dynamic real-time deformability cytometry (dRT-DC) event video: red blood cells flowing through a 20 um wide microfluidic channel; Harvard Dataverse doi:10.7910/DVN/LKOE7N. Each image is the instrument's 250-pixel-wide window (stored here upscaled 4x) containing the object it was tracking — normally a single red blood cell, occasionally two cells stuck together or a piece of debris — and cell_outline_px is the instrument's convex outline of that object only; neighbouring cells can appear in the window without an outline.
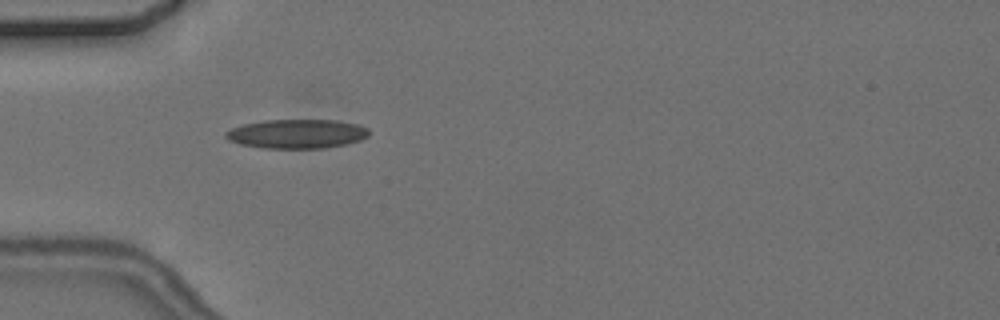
{"species": "common noctule bat (a hibernating species)", "species_latin": "Nyctalus noctula", "temperature_condition": "cold", "stored_images_in_passage": 2, "camera_frame_rate_fps": 3000, "um_per_image_px": 0.085, "animal": {"sex": "female", "body_mass_g": 24.6, "forearm_length_mm": 56.2}, "frame": {"image": 1, "passage_image": 1, "time_ms": 0.0, "image_size_px": [1000, 320], "cell_outline_px": [[368, 136], [360, 140], [344, 144], [324, 148], [264, 148], [240, 144], [228, 140], [224, 136], [224, 132], [232, 128], [244, 124], [264, 120], [336, 120], [356, 124], [368, 128]], "centroid_in_image_um": [25.2, 11.37], "position_along_channel_um": 59.8, "area_um2": 24.22}}
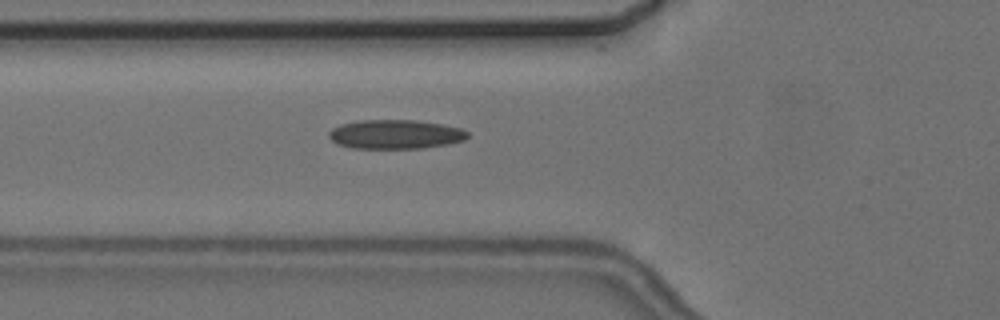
{"frame": {"image": 2, "passage_image": 2, "time_ms": 1.0, "image_size_px": [1000, 320], "cell_outline_px": [[468, 136], [464, 140], [448, 144], [424, 148], [352, 148], [336, 144], [328, 136], [328, 132], [332, 128], [340, 124], [360, 120], [416, 120], [440, 124], [460, 128], [468, 132]], "centroid_in_image_um": [33.57, 11.42], "position_along_channel_um": 92.2, "area_um2": 23.58}}